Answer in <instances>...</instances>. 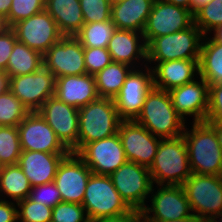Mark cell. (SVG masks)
I'll use <instances>...</instances> for the list:
<instances>
[{
    "mask_svg": "<svg viewBox=\"0 0 222 222\" xmlns=\"http://www.w3.org/2000/svg\"><path fill=\"white\" fill-rule=\"evenodd\" d=\"M52 222H91L82 204L60 202L52 208Z\"/></svg>",
    "mask_w": 222,
    "mask_h": 222,
    "instance_id": "obj_38",
    "label": "cell"
},
{
    "mask_svg": "<svg viewBox=\"0 0 222 222\" xmlns=\"http://www.w3.org/2000/svg\"><path fill=\"white\" fill-rule=\"evenodd\" d=\"M118 135L127 160L150 168L162 138L153 135L135 120H122Z\"/></svg>",
    "mask_w": 222,
    "mask_h": 222,
    "instance_id": "obj_14",
    "label": "cell"
},
{
    "mask_svg": "<svg viewBox=\"0 0 222 222\" xmlns=\"http://www.w3.org/2000/svg\"><path fill=\"white\" fill-rule=\"evenodd\" d=\"M19 131L16 126H0V164L16 165L21 155Z\"/></svg>",
    "mask_w": 222,
    "mask_h": 222,
    "instance_id": "obj_33",
    "label": "cell"
},
{
    "mask_svg": "<svg viewBox=\"0 0 222 222\" xmlns=\"http://www.w3.org/2000/svg\"><path fill=\"white\" fill-rule=\"evenodd\" d=\"M30 113L23 103L10 92L0 94V126H18Z\"/></svg>",
    "mask_w": 222,
    "mask_h": 222,
    "instance_id": "obj_32",
    "label": "cell"
},
{
    "mask_svg": "<svg viewBox=\"0 0 222 222\" xmlns=\"http://www.w3.org/2000/svg\"><path fill=\"white\" fill-rule=\"evenodd\" d=\"M16 41V34L12 28L0 35V71L6 72L7 64Z\"/></svg>",
    "mask_w": 222,
    "mask_h": 222,
    "instance_id": "obj_42",
    "label": "cell"
},
{
    "mask_svg": "<svg viewBox=\"0 0 222 222\" xmlns=\"http://www.w3.org/2000/svg\"><path fill=\"white\" fill-rule=\"evenodd\" d=\"M219 177H220V180H221V183H222V170H221V172L219 174Z\"/></svg>",
    "mask_w": 222,
    "mask_h": 222,
    "instance_id": "obj_55",
    "label": "cell"
},
{
    "mask_svg": "<svg viewBox=\"0 0 222 222\" xmlns=\"http://www.w3.org/2000/svg\"><path fill=\"white\" fill-rule=\"evenodd\" d=\"M69 153H46L22 151L18 165L22 168L32 187L54 181L58 165Z\"/></svg>",
    "mask_w": 222,
    "mask_h": 222,
    "instance_id": "obj_23",
    "label": "cell"
},
{
    "mask_svg": "<svg viewBox=\"0 0 222 222\" xmlns=\"http://www.w3.org/2000/svg\"><path fill=\"white\" fill-rule=\"evenodd\" d=\"M133 69L125 63L112 61L94 75L99 97L114 99Z\"/></svg>",
    "mask_w": 222,
    "mask_h": 222,
    "instance_id": "obj_29",
    "label": "cell"
},
{
    "mask_svg": "<svg viewBox=\"0 0 222 222\" xmlns=\"http://www.w3.org/2000/svg\"><path fill=\"white\" fill-rule=\"evenodd\" d=\"M32 186L22 168L4 165L0 170V199L19 202L30 196Z\"/></svg>",
    "mask_w": 222,
    "mask_h": 222,
    "instance_id": "obj_27",
    "label": "cell"
},
{
    "mask_svg": "<svg viewBox=\"0 0 222 222\" xmlns=\"http://www.w3.org/2000/svg\"><path fill=\"white\" fill-rule=\"evenodd\" d=\"M17 128L22 151L70 153L38 112H30Z\"/></svg>",
    "mask_w": 222,
    "mask_h": 222,
    "instance_id": "obj_20",
    "label": "cell"
},
{
    "mask_svg": "<svg viewBox=\"0 0 222 222\" xmlns=\"http://www.w3.org/2000/svg\"><path fill=\"white\" fill-rule=\"evenodd\" d=\"M45 10V0H12L9 15L6 17L10 27Z\"/></svg>",
    "mask_w": 222,
    "mask_h": 222,
    "instance_id": "obj_36",
    "label": "cell"
},
{
    "mask_svg": "<svg viewBox=\"0 0 222 222\" xmlns=\"http://www.w3.org/2000/svg\"><path fill=\"white\" fill-rule=\"evenodd\" d=\"M113 185L131 208L142 211L146 206L153 182L149 168L127 161L110 175Z\"/></svg>",
    "mask_w": 222,
    "mask_h": 222,
    "instance_id": "obj_9",
    "label": "cell"
},
{
    "mask_svg": "<svg viewBox=\"0 0 222 222\" xmlns=\"http://www.w3.org/2000/svg\"><path fill=\"white\" fill-rule=\"evenodd\" d=\"M45 10L63 36H75L85 24L80 0H45Z\"/></svg>",
    "mask_w": 222,
    "mask_h": 222,
    "instance_id": "obj_26",
    "label": "cell"
},
{
    "mask_svg": "<svg viewBox=\"0 0 222 222\" xmlns=\"http://www.w3.org/2000/svg\"><path fill=\"white\" fill-rule=\"evenodd\" d=\"M0 222H18L15 202L0 199Z\"/></svg>",
    "mask_w": 222,
    "mask_h": 222,
    "instance_id": "obj_43",
    "label": "cell"
},
{
    "mask_svg": "<svg viewBox=\"0 0 222 222\" xmlns=\"http://www.w3.org/2000/svg\"><path fill=\"white\" fill-rule=\"evenodd\" d=\"M10 76L5 71H0V94L9 90Z\"/></svg>",
    "mask_w": 222,
    "mask_h": 222,
    "instance_id": "obj_45",
    "label": "cell"
},
{
    "mask_svg": "<svg viewBox=\"0 0 222 222\" xmlns=\"http://www.w3.org/2000/svg\"><path fill=\"white\" fill-rule=\"evenodd\" d=\"M55 96L79 109L99 98L95 77L86 73L56 78Z\"/></svg>",
    "mask_w": 222,
    "mask_h": 222,
    "instance_id": "obj_24",
    "label": "cell"
},
{
    "mask_svg": "<svg viewBox=\"0 0 222 222\" xmlns=\"http://www.w3.org/2000/svg\"><path fill=\"white\" fill-rule=\"evenodd\" d=\"M142 217V212L132 209L126 214H121L118 216L101 218L93 222H137Z\"/></svg>",
    "mask_w": 222,
    "mask_h": 222,
    "instance_id": "obj_44",
    "label": "cell"
},
{
    "mask_svg": "<svg viewBox=\"0 0 222 222\" xmlns=\"http://www.w3.org/2000/svg\"><path fill=\"white\" fill-rule=\"evenodd\" d=\"M78 108L60 101L56 96L48 98L37 111L56 133L61 143L72 153H78Z\"/></svg>",
    "mask_w": 222,
    "mask_h": 222,
    "instance_id": "obj_11",
    "label": "cell"
},
{
    "mask_svg": "<svg viewBox=\"0 0 222 222\" xmlns=\"http://www.w3.org/2000/svg\"><path fill=\"white\" fill-rule=\"evenodd\" d=\"M199 76L209 85L222 83V44L210 35L203 36L201 42Z\"/></svg>",
    "mask_w": 222,
    "mask_h": 222,
    "instance_id": "obj_28",
    "label": "cell"
},
{
    "mask_svg": "<svg viewBox=\"0 0 222 222\" xmlns=\"http://www.w3.org/2000/svg\"><path fill=\"white\" fill-rule=\"evenodd\" d=\"M85 68L89 75H96L113 60L107 48H84Z\"/></svg>",
    "mask_w": 222,
    "mask_h": 222,
    "instance_id": "obj_39",
    "label": "cell"
},
{
    "mask_svg": "<svg viewBox=\"0 0 222 222\" xmlns=\"http://www.w3.org/2000/svg\"><path fill=\"white\" fill-rule=\"evenodd\" d=\"M168 92L175 111L186 123L206 121L209 107V84L202 77L199 76L192 82Z\"/></svg>",
    "mask_w": 222,
    "mask_h": 222,
    "instance_id": "obj_18",
    "label": "cell"
},
{
    "mask_svg": "<svg viewBox=\"0 0 222 222\" xmlns=\"http://www.w3.org/2000/svg\"><path fill=\"white\" fill-rule=\"evenodd\" d=\"M12 0H0V14L7 17L11 7Z\"/></svg>",
    "mask_w": 222,
    "mask_h": 222,
    "instance_id": "obj_48",
    "label": "cell"
},
{
    "mask_svg": "<svg viewBox=\"0 0 222 222\" xmlns=\"http://www.w3.org/2000/svg\"><path fill=\"white\" fill-rule=\"evenodd\" d=\"M116 30L112 20L84 24L75 35L84 48H107Z\"/></svg>",
    "mask_w": 222,
    "mask_h": 222,
    "instance_id": "obj_31",
    "label": "cell"
},
{
    "mask_svg": "<svg viewBox=\"0 0 222 222\" xmlns=\"http://www.w3.org/2000/svg\"><path fill=\"white\" fill-rule=\"evenodd\" d=\"M10 28L11 27L9 26L7 22V18L0 14V35L5 33Z\"/></svg>",
    "mask_w": 222,
    "mask_h": 222,
    "instance_id": "obj_51",
    "label": "cell"
},
{
    "mask_svg": "<svg viewBox=\"0 0 222 222\" xmlns=\"http://www.w3.org/2000/svg\"><path fill=\"white\" fill-rule=\"evenodd\" d=\"M91 169L76 154L70 152L58 165L54 183L62 202L82 204Z\"/></svg>",
    "mask_w": 222,
    "mask_h": 222,
    "instance_id": "obj_19",
    "label": "cell"
},
{
    "mask_svg": "<svg viewBox=\"0 0 222 222\" xmlns=\"http://www.w3.org/2000/svg\"><path fill=\"white\" fill-rule=\"evenodd\" d=\"M56 78L44 65L34 73L10 77L9 90L30 112H37L55 96Z\"/></svg>",
    "mask_w": 222,
    "mask_h": 222,
    "instance_id": "obj_10",
    "label": "cell"
},
{
    "mask_svg": "<svg viewBox=\"0 0 222 222\" xmlns=\"http://www.w3.org/2000/svg\"><path fill=\"white\" fill-rule=\"evenodd\" d=\"M111 0H80L85 24L111 20Z\"/></svg>",
    "mask_w": 222,
    "mask_h": 222,
    "instance_id": "obj_37",
    "label": "cell"
},
{
    "mask_svg": "<svg viewBox=\"0 0 222 222\" xmlns=\"http://www.w3.org/2000/svg\"><path fill=\"white\" fill-rule=\"evenodd\" d=\"M153 87L152 70L149 66L133 69L122 88L113 99L122 120H135L141 113L146 94Z\"/></svg>",
    "mask_w": 222,
    "mask_h": 222,
    "instance_id": "obj_17",
    "label": "cell"
},
{
    "mask_svg": "<svg viewBox=\"0 0 222 222\" xmlns=\"http://www.w3.org/2000/svg\"><path fill=\"white\" fill-rule=\"evenodd\" d=\"M206 222H222V213L217 214L212 218H209Z\"/></svg>",
    "mask_w": 222,
    "mask_h": 222,
    "instance_id": "obj_53",
    "label": "cell"
},
{
    "mask_svg": "<svg viewBox=\"0 0 222 222\" xmlns=\"http://www.w3.org/2000/svg\"><path fill=\"white\" fill-rule=\"evenodd\" d=\"M148 222H204L200 218L196 217L195 215L184 217L181 219L176 220H167V221H148Z\"/></svg>",
    "mask_w": 222,
    "mask_h": 222,
    "instance_id": "obj_49",
    "label": "cell"
},
{
    "mask_svg": "<svg viewBox=\"0 0 222 222\" xmlns=\"http://www.w3.org/2000/svg\"><path fill=\"white\" fill-rule=\"evenodd\" d=\"M183 137L192 173L219 176L222 151L215 130L207 122H188Z\"/></svg>",
    "mask_w": 222,
    "mask_h": 222,
    "instance_id": "obj_1",
    "label": "cell"
},
{
    "mask_svg": "<svg viewBox=\"0 0 222 222\" xmlns=\"http://www.w3.org/2000/svg\"><path fill=\"white\" fill-rule=\"evenodd\" d=\"M137 222H148L143 216Z\"/></svg>",
    "mask_w": 222,
    "mask_h": 222,
    "instance_id": "obj_54",
    "label": "cell"
},
{
    "mask_svg": "<svg viewBox=\"0 0 222 222\" xmlns=\"http://www.w3.org/2000/svg\"><path fill=\"white\" fill-rule=\"evenodd\" d=\"M162 1L186 8L192 12V0H162Z\"/></svg>",
    "mask_w": 222,
    "mask_h": 222,
    "instance_id": "obj_47",
    "label": "cell"
},
{
    "mask_svg": "<svg viewBox=\"0 0 222 222\" xmlns=\"http://www.w3.org/2000/svg\"><path fill=\"white\" fill-rule=\"evenodd\" d=\"M78 113V152L88 143L118 133L122 119L113 99L99 97L79 108Z\"/></svg>",
    "mask_w": 222,
    "mask_h": 222,
    "instance_id": "obj_4",
    "label": "cell"
},
{
    "mask_svg": "<svg viewBox=\"0 0 222 222\" xmlns=\"http://www.w3.org/2000/svg\"><path fill=\"white\" fill-rule=\"evenodd\" d=\"M194 24L202 34L209 35L222 24V0H211L198 8L194 14Z\"/></svg>",
    "mask_w": 222,
    "mask_h": 222,
    "instance_id": "obj_34",
    "label": "cell"
},
{
    "mask_svg": "<svg viewBox=\"0 0 222 222\" xmlns=\"http://www.w3.org/2000/svg\"><path fill=\"white\" fill-rule=\"evenodd\" d=\"M216 132L219 147L222 151V122H207Z\"/></svg>",
    "mask_w": 222,
    "mask_h": 222,
    "instance_id": "obj_46",
    "label": "cell"
},
{
    "mask_svg": "<svg viewBox=\"0 0 222 222\" xmlns=\"http://www.w3.org/2000/svg\"><path fill=\"white\" fill-rule=\"evenodd\" d=\"M203 36L193 23L182 31L156 37L147 45V62L199 60Z\"/></svg>",
    "mask_w": 222,
    "mask_h": 222,
    "instance_id": "obj_5",
    "label": "cell"
},
{
    "mask_svg": "<svg viewBox=\"0 0 222 222\" xmlns=\"http://www.w3.org/2000/svg\"><path fill=\"white\" fill-rule=\"evenodd\" d=\"M77 155L98 175H111L128 160L117 134L86 144Z\"/></svg>",
    "mask_w": 222,
    "mask_h": 222,
    "instance_id": "obj_16",
    "label": "cell"
},
{
    "mask_svg": "<svg viewBox=\"0 0 222 222\" xmlns=\"http://www.w3.org/2000/svg\"><path fill=\"white\" fill-rule=\"evenodd\" d=\"M149 172L153 185H183L192 174L183 135L160 140Z\"/></svg>",
    "mask_w": 222,
    "mask_h": 222,
    "instance_id": "obj_3",
    "label": "cell"
},
{
    "mask_svg": "<svg viewBox=\"0 0 222 222\" xmlns=\"http://www.w3.org/2000/svg\"><path fill=\"white\" fill-rule=\"evenodd\" d=\"M182 186L193 215L206 222L222 213V183L219 176L192 173Z\"/></svg>",
    "mask_w": 222,
    "mask_h": 222,
    "instance_id": "obj_7",
    "label": "cell"
},
{
    "mask_svg": "<svg viewBox=\"0 0 222 222\" xmlns=\"http://www.w3.org/2000/svg\"><path fill=\"white\" fill-rule=\"evenodd\" d=\"M141 212L147 221L176 220L193 215L183 186L176 185H153Z\"/></svg>",
    "mask_w": 222,
    "mask_h": 222,
    "instance_id": "obj_8",
    "label": "cell"
},
{
    "mask_svg": "<svg viewBox=\"0 0 222 222\" xmlns=\"http://www.w3.org/2000/svg\"><path fill=\"white\" fill-rule=\"evenodd\" d=\"M211 0H192V13L194 14V12L200 8L201 6L207 4L208 2H210Z\"/></svg>",
    "mask_w": 222,
    "mask_h": 222,
    "instance_id": "obj_52",
    "label": "cell"
},
{
    "mask_svg": "<svg viewBox=\"0 0 222 222\" xmlns=\"http://www.w3.org/2000/svg\"><path fill=\"white\" fill-rule=\"evenodd\" d=\"M112 60L134 69L147 66V45L140 32L116 29L107 47Z\"/></svg>",
    "mask_w": 222,
    "mask_h": 222,
    "instance_id": "obj_21",
    "label": "cell"
},
{
    "mask_svg": "<svg viewBox=\"0 0 222 222\" xmlns=\"http://www.w3.org/2000/svg\"><path fill=\"white\" fill-rule=\"evenodd\" d=\"M11 28L17 41L42 55L63 37L56 22L46 10L17 22Z\"/></svg>",
    "mask_w": 222,
    "mask_h": 222,
    "instance_id": "obj_13",
    "label": "cell"
},
{
    "mask_svg": "<svg viewBox=\"0 0 222 222\" xmlns=\"http://www.w3.org/2000/svg\"><path fill=\"white\" fill-rule=\"evenodd\" d=\"M193 23L194 16L190 10L155 0L142 34L148 45L156 37L182 31Z\"/></svg>",
    "mask_w": 222,
    "mask_h": 222,
    "instance_id": "obj_12",
    "label": "cell"
},
{
    "mask_svg": "<svg viewBox=\"0 0 222 222\" xmlns=\"http://www.w3.org/2000/svg\"><path fill=\"white\" fill-rule=\"evenodd\" d=\"M205 122H222V83L209 85V107Z\"/></svg>",
    "mask_w": 222,
    "mask_h": 222,
    "instance_id": "obj_41",
    "label": "cell"
},
{
    "mask_svg": "<svg viewBox=\"0 0 222 222\" xmlns=\"http://www.w3.org/2000/svg\"><path fill=\"white\" fill-rule=\"evenodd\" d=\"M155 0H120L111 4L116 29L142 33Z\"/></svg>",
    "mask_w": 222,
    "mask_h": 222,
    "instance_id": "obj_25",
    "label": "cell"
},
{
    "mask_svg": "<svg viewBox=\"0 0 222 222\" xmlns=\"http://www.w3.org/2000/svg\"><path fill=\"white\" fill-rule=\"evenodd\" d=\"M29 198L52 208L62 202L60 192L54 182L32 187Z\"/></svg>",
    "mask_w": 222,
    "mask_h": 222,
    "instance_id": "obj_40",
    "label": "cell"
},
{
    "mask_svg": "<svg viewBox=\"0 0 222 222\" xmlns=\"http://www.w3.org/2000/svg\"><path fill=\"white\" fill-rule=\"evenodd\" d=\"M44 65L43 55L16 41L10 55L6 72L10 77L34 73Z\"/></svg>",
    "mask_w": 222,
    "mask_h": 222,
    "instance_id": "obj_30",
    "label": "cell"
},
{
    "mask_svg": "<svg viewBox=\"0 0 222 222\" xmlns=\"http://www.w3.org/2000/svg\"><path fill=\"white\" fill-rule=\"evenodd\" d=\"M152 70L153 87L170 91L199 77V60L147 62Z\"/></svg>",
    "mask_w": 222,
    "mask_h": 222,
    "instance_id": "obj_22",
    "label": "cell"
},
{
    "mask_svg": "<svg viewBox=\"0 0 222 222\" xmlns=\"http://www.w3.org/2000/svg\"><path fill=\"white\" fill-rule=\"evenodd\" d=\"M17 204L18 222H51L52 207L35 202L27 197Z\"/></svg>",
    "mask_w": 222,
    "mask_h": 222,
    "instance_id": "obj_35",
    "label": "cell"
},
{
    "mask_svg": "<svg viewBox=\"0 0 222 222\" xmlns=\"http://www.w3.org/2000/svg\"><path fill=\"white\" fill-rule=\"evenodd\" d=\"M44 66L55 78L86 74L84 47L75 36H63L43 55Z\"/></svg>",
    "mask_w": 222,
    "mask_h": 222,
    "instance_id": "obj_15",
    "label": "cell"
},
{
    "mask_svg": "<svg viewBox=\"0 0 222 222\" xmlns=\"http://www.w3.org/2000/svg\"><path fill=\"white\" fill-rule=\"evenodd\" d=\"M216 42L222 44V24L209 34Z\"/></svg>",
    "mask_w": 222,
    "mask_h": 222,
    "instance_id": "obj_50",
    "label": "cell"
},
{
    "mask_svg": "<svg viewBox=\"0 0 222 222\" xmlns=\"http://www.w3.org/2000/svg\"><path fill=\"white\" fill-rule=\"evenodd\" d=\"M91 222L126 214L132 209L115 189L109 175L91 173L82 202Z\"/></svg>",
    "mask_w": 222,
    "mask_h": 222,
    "instance_id": "obj_6",
    "label": "cell"
},
{
    "mask_svg": "<svg viewBox=\"0 0 222 222\" xmlns=\"http://www.w3.org/2000/svg\"><path fill=\"white\" fill-rule=\"evenodd\" d=\"M135 121L162 139L182 136L187 124L175 111L169 92L154 87L146 94Z\"/></svg>",
    "mask_w": 222,
    "mask_h": 222,
    "instance_id": "obj_2",
    "label": "cell"
}]
</instances>
